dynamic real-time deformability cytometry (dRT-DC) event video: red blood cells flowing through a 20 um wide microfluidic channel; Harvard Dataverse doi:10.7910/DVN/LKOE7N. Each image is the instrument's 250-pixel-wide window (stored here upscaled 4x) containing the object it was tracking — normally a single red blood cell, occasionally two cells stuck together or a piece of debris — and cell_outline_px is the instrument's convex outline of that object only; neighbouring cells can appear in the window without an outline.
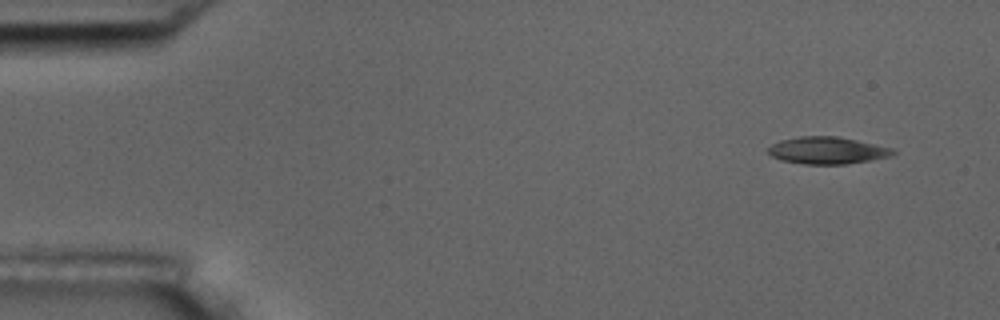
{"species": "common noctule bat (a hibernating species)", "species_latin": "Nyctalus noctula", "temperature_condition": "room temperature", "stored_images_in_passage": 5, "camera_frame_rate_fps": 3000, "um_per_image_px": 0.085, "animal": {"sex": "male", "body_mass_g": 17.5, "forearm_length_mm": 52.3}, "frame": {"image": 1, "passage_image": 1, "time_ms": 0.0, "image_size_px": [1000, 320], "cell_outline_px": [[896, 152], [892, 156], [844, 164], [804, 164], [780, 160], [772, 156], [768, 152], [768, 148], [772, 144], [780, 140], [800, 136], [836, 136], [876, 144], [892, 148]], "centroid_in_image_um": [70.3, 12.78], "position_along_channel_um": 14.7, "area_um2": 19.59}}
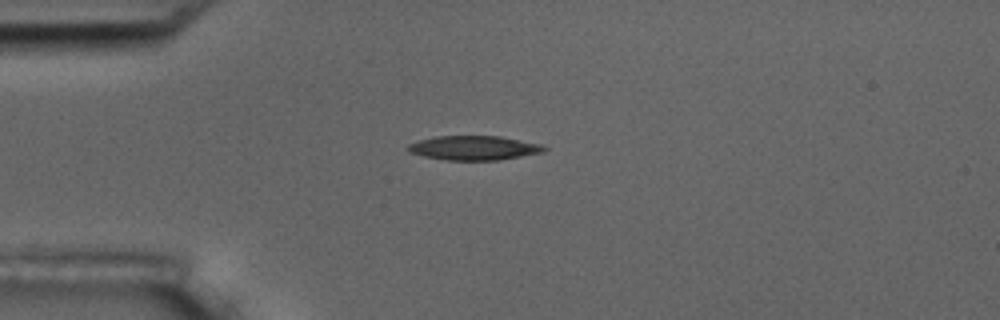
{"frame": {"image": 2, "passage_image": 4, "time_ms": 1.0, "image_size_px": [1000, 320], "cell_outline_px": [[548, 148], [544, 152], [500, 160], [448, 160], [424, 156], [408, 152], [404, 148], [408, 144], [420, 140], [436, 136], [500, 136], [540, 144]], "centroid_in_image_um": [40.27, 12.57], "position_along_channel_um": 44.7, "area_um2": 19.31}}